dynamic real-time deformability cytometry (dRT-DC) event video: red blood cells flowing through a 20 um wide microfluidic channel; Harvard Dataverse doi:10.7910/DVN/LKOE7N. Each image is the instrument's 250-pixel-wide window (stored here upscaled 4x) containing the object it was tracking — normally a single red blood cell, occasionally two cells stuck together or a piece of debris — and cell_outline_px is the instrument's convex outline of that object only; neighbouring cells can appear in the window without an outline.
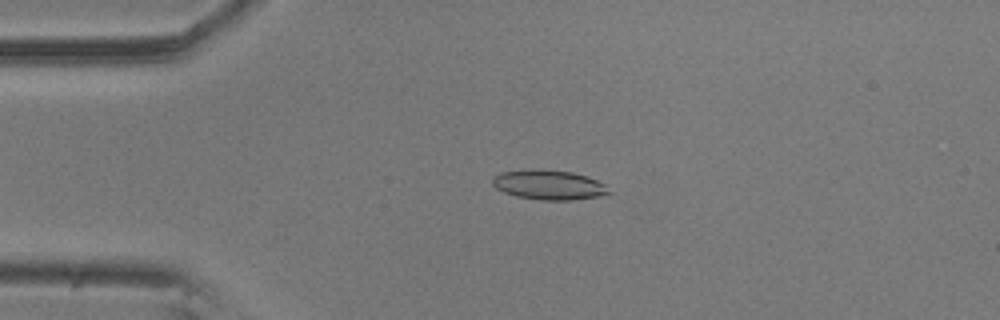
{"species": "common noctule bat (a hibernating species)", "species_latin": "Nyctalus noctula", "temperature_condition": "room temperature", "stored_images_in_passage": 57, "camera_frame_rate_fps": 3000, "um_per_image_px": 0.085, "animal": {"sex": "male", "body_mass_g": 20.5, "forearm_length_mm": 52.5}, "frame": {"image": 1, "passage_image": 13, "time_ms": 4.0, "image_size_px": [1000, 320], "cell_outline_px": [[612, 192], [600, 196], [572, 200], [544, 200], [516, 196], [504, 192], [496, 188], [492, 184], [492, 180], [500, 172], [572, 172], [588, 176], [604, 184]], "centroid_in_image_um": [46.72, 15.77], "position_along_channel_um": 38.3, "area_um2": 19.13}}
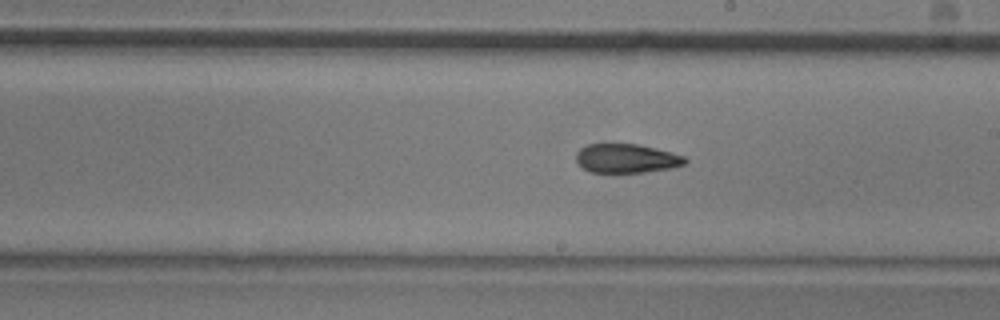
{"frame": {"image": 2, "passage_image": 32, "time_ms": 10.333, "image_size_px": [1000, 320], "cell_outline_px": [[688, 160], [684, 164], [672, 168], [616, 176], [612, 176], [588, 172], [576, 160], [576, 152], [580, 148], [588, 144], [636, 144], [684, 156]], "centroid_in_image_um": [53.18, 13.53], "position_along_channel_um": 235.8, "area_um2": 19.02}}
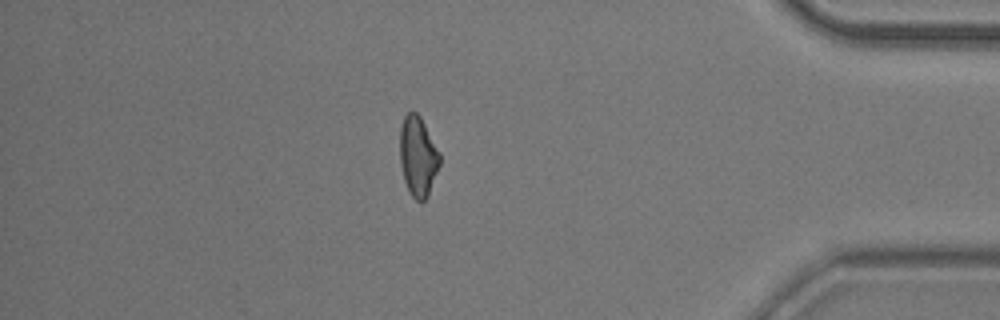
{"frame": {"image": 3, "passage_image": 49, "time_ms": 16.0, "image_size_px": [1000, 320], "cell_outline_px": [[440, 164], [428, 196], [420, 204], [412, 196], [404, 180], [400, 164], [400, 128], [404, 116], [408, 112], [416, 112], [420, 116], [440, 152]], "centroid_in_image_um": [35.53, 13.3], "position_along_channel_um": 399.7, "area_um2": 18.61}, "authors_computed_cell_mechanics": {"area_um2": 19.1318, "velocity_mm_per_s": 3.5566, "shape_relaxation_time_tau1_ms": 7.6213, "shape_relaxation_time_tau2_ms": 3.124, "deformation_change_tau1": 0.1716, "deformation_change_tau2": 0.106}}